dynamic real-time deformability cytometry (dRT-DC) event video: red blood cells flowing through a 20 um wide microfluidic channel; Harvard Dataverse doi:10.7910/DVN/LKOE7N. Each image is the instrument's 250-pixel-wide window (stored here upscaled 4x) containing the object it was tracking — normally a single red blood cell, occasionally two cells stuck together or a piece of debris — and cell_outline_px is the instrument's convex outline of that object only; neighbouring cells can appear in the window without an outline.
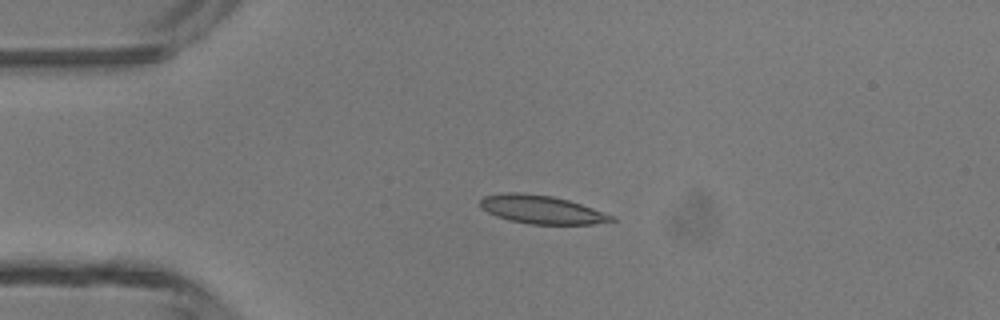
{"species": "common noctule bat (a hibernating species)", "species_latin": "Nyctalus noctula", "temperature_condition": "room temperature", "stored_images_in_passage": 37, "camera_frame_rate_fps": 3000, "um_per_image_px": 0.085, "animal": {"sex": "male", "body_mass_g": 13.3}, "frame": {"image": 1, "passage_image": 1, "time_ms": 0.0, "image_size_px": [1000, 320], "cell_outline_px": [[616, 220], [592, 224], [532, 224], [508, 220], [496, 216], [480, 208], [480, 200], [484, 196], [504, 192], [524, 192], [552, 196], [568, 200], [616, 216]], "centroid_in_image_um": [46.01, 17.8], "position_along_channel_um": 39.0, "area_um2": 21.73}}
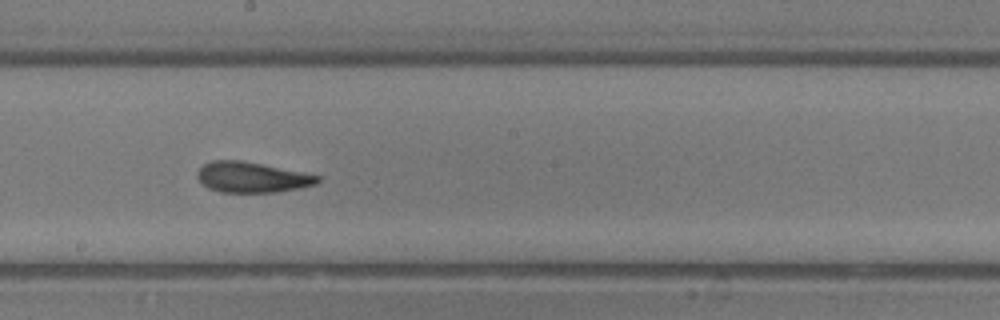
{"frame": {"image": 2, "passage_image": 16, "time_ms": 5.0, "image_size_px": [1000, 320], "cell_outline_px": [[320, 180], [316, 184], [276, 192], [220, 192], [208, 188], [196, 176], [196, 172], [204, 164], [212, 160], [240, 160], [264, 164], [320, 176]], "centroid_in_image_um": [21.38, 15.06], "position_along_channel_um": 226.8, "area_um2": 21.21}}
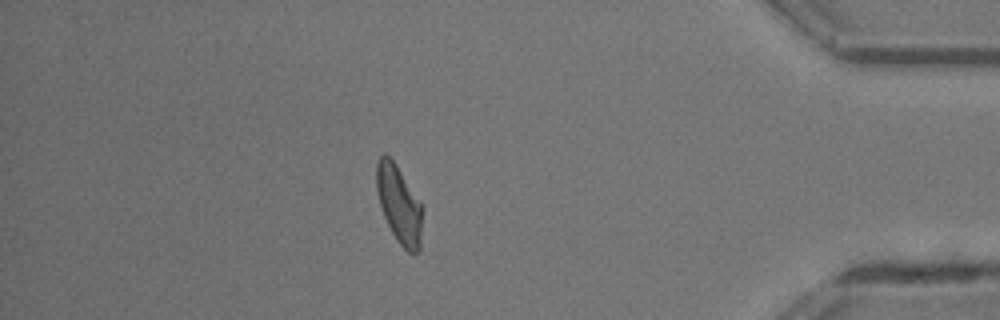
{"frame": {"image": 3, "passage_image": 31, "time_ms": 10.0, "image_size_px": [1000, 320], "cell_outline_px": [[424, 208], [420, 248], [416, 252], [408, 252], [396, 240], [384, 216], [376, 192], [376, 164], [380, 156], [384, 152], [396, 164]], "centroid_in_image_um": [33.93, 17.37], "position_along_channel_um": 401.3, "area_um2": 20.87}, "authors_computed_cell_mechanics": {"area_um2": 21.097, "velocity_mm_per_s": 4.3535, "shape_relaxation_time_tau1_ms": 2.8813, "shape_relaxation_time_tau2_ms": 1.9646, "deformation_change_tau1": 0.1419, "deformation_change_tau2": 0.1121}}